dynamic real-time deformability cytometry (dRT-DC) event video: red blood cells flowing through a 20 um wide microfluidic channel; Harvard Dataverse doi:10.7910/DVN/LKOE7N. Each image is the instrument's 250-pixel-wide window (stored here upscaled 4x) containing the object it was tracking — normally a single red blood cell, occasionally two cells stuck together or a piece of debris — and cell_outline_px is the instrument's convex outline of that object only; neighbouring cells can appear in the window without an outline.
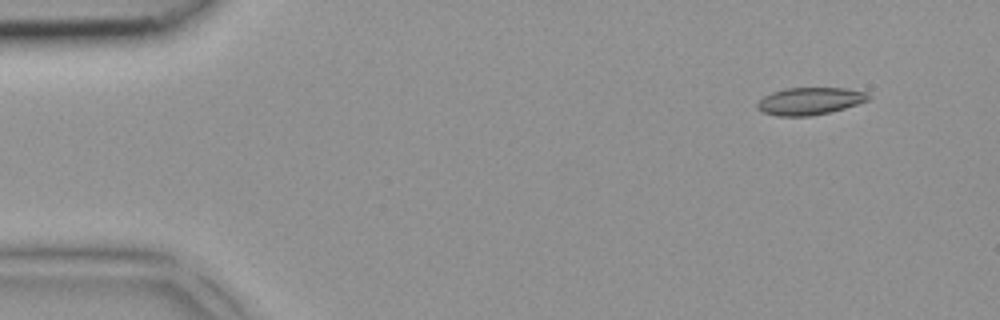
{"species": "common noctule bat (a hibernating species)", "species_latin": "Nyctalus noctula", "temperature_condition": "room temperature", "stored_images_in_passage": 4, "segment_of_instrument_passage": [1, 2], "camera_frame_rate_fps": 3000, "um_per_image_px": 0.085, "animal": {"sex": "female", "body_mass_g": 18.4}, "frame": {"image": 1, "passage_image": 1, "time_ms": 0.0, "image_size_px": [1000, 320], "cell_outline_px": [[872, 96], [868, 100], [844, 108], [812, 116], [776, 116], [764, 112], [756, 108], [756, 104], [764, 96], [772, 92], [784, 88], [844, 88], [868, 92]], "centroid_in_image_um": [68.83, 8.59], "position_along_channel_um": 16.2, "area_um2": 17.69}}